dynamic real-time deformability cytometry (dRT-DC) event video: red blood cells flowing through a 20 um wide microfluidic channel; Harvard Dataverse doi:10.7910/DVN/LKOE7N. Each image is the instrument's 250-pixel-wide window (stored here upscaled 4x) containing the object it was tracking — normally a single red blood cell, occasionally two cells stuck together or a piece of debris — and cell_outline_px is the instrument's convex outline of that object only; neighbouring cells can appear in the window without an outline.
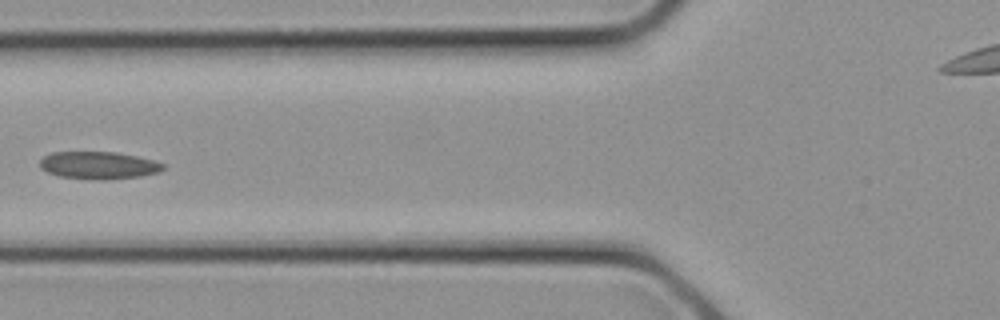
{"species": "common noctule bat (a hibernating species)", "species_latin": "Nyctalus noctula", "temperature_condition": "cold", "stored_images_in_passage": 26, "camera_frame_rate_fps": 3000, "um_per_image_px": 0.085, "animal": {"sex": "female", "body_mass_g": 21.9}, "frame": {"image": 1, "passage_image": 8, "time_ms": 2.333, "image_size_px": [1000, 320], "cell_outline_px": [[164, 168], [156, 172], [140, 176], [104, 180], [100, 180], [60, 176], [48, 172], [40, 168], [40, 160], [44, 156], [52, 152], [116, 152], [136, 156], [152, 160], [164, 164]], "centroid_in_image_um": [8.35, 14.04], "position_along_channel_um": 117.5, "area_um2": 19.48}}
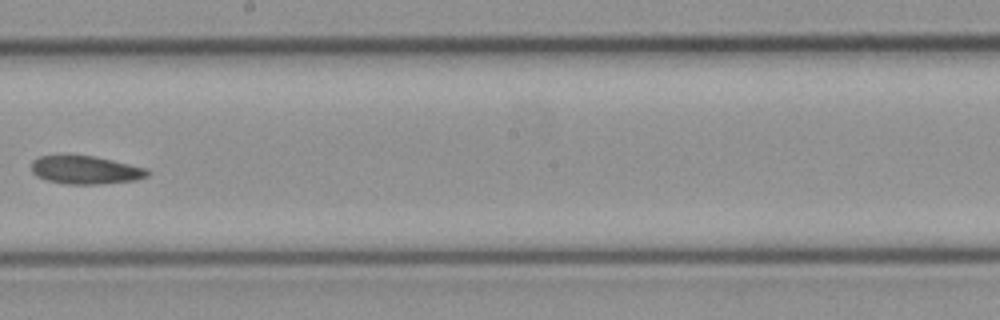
{"frame": {"image": 2, "passage_image": 13, "time_ms": 4.0, "image_size_px": [1000, 320], "cell_outline_px": [[148, 176], [136, 180], [100, 184], [64, 184], [48, 180], [36, 176], [32, 172], [32, 160], [40, 156], [96, 156], [148, 168]], "centroid_in_image_um": [7.29, 14.45], "position_along_channel_um": 240.9, "area_um2": 19.02}}
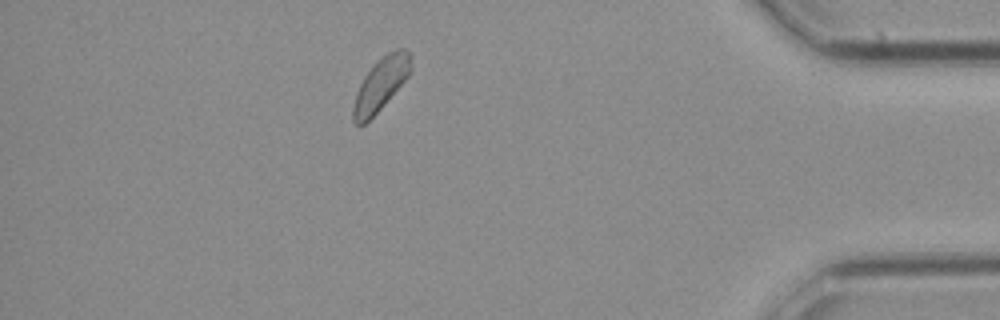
{"frame": {"image": 3, "passage_image": 26, "time_ms": 8.333, "image_size_px": [1000, 320], "cell_outline_px": [[412, 68], [408, 76], [384, 104], [364, 124], [356, 124], [352, 120], [352, 108], [360, 84], [364, 76], [376, 60], [388, 52], [396, 48], [404, 48], [412, 56]], "centroid_in_image_um": [32.38, 7.1], "position_along_channel_um": 402.8, "area_um2": 17.57}}